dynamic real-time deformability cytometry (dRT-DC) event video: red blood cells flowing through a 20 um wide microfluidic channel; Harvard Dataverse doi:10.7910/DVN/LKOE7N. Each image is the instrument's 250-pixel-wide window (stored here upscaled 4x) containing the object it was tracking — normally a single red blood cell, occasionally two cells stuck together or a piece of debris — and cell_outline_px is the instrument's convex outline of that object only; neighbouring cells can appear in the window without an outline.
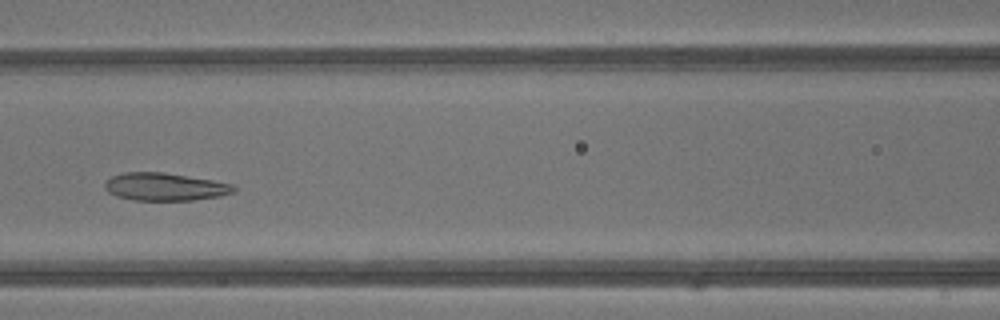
{"species": "common noctule bat (a hibernating species)", "species_latin": "Nyctalus noctula", "temperature_condition": "warm", "stored_images_in_passage": 32, "camera_frame_rate_fps": 3000, "um_per_image_px": 0.085, "animal": {"sex": "male", "body_mass_g": 13.3}, "frame": {"image": 1, "passage_image": 10, "time_ms": 3.0, "image_size_px": [1000, 320], "cell_outline_px": [[236, 192], [220, 196], [192, 200], [132, 200], [116, 196], [108, 192], [104, 188], [104, 184], [112, 176], [124, 172], [164, 172], [212, 180], [232, 184], [236, 188]], "centroid_in_image_um": [14.01, 15.88], "position_along_channel_um": 152.6, "area_um2": 20.87}}
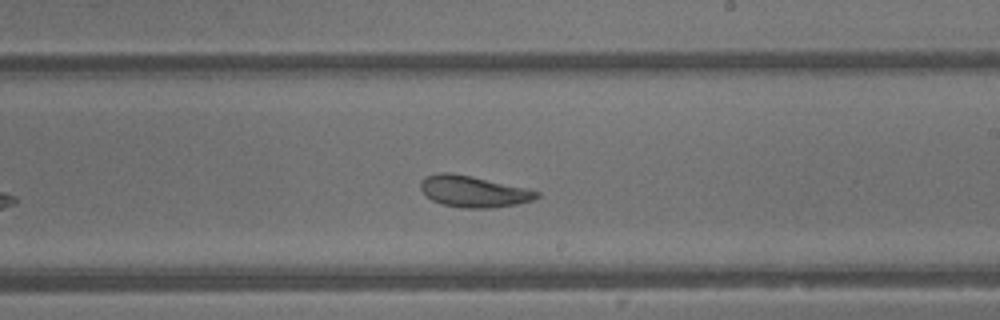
{"frame": {"image": 2, "passage_image": 16, "time_ms": 5.0, "image_size_px": [1000, 320], "cell_outline_px": [[540, 196], [532, 200], [516, 204], [492, 208], [468, 208], [444, 204], [432, 200], [420, 188], [420, 180], [436, 172], [452, 172], [472, 176], [528, 188], [540, 192]], "centroid_in_image_um": [40.26, 16.25], "position_along_channel_um": 248.7, "area_um2": 21.15}}
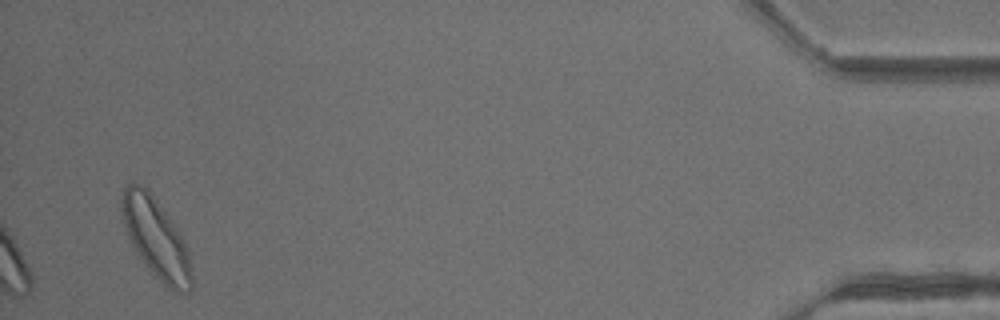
{"frame": {"image": 3, "passage_image": 32, "time_ms": 10.333, "image_size_px": [1000, 320], "cell_outline_px": [[192, 288], [188, 292], [180, 292], [168, 288], [152, 276], [132, 244], [120, 220], [120, 196], [124, 188], [128, 184], [144, 184], [148, 188], [172, 220], [180, 232], [188, 248], [192, 268]], "centroid_in_image_um": [13.25, 20.23], "position_along_channel_um": 422.0, "area_um2": 33.35}, "authors_computed_cell_mechanics": {"area_um2": 23.409, "velocity_mm_per_s": 4.8279, "shape_relaxation_time_tau1_ms": 4.0449, "shape_relaxation_time_tau2_ms": 1.5139, "deformation_change_tau1": 0.1268, "deformation_change_tau2": 0.0842}}